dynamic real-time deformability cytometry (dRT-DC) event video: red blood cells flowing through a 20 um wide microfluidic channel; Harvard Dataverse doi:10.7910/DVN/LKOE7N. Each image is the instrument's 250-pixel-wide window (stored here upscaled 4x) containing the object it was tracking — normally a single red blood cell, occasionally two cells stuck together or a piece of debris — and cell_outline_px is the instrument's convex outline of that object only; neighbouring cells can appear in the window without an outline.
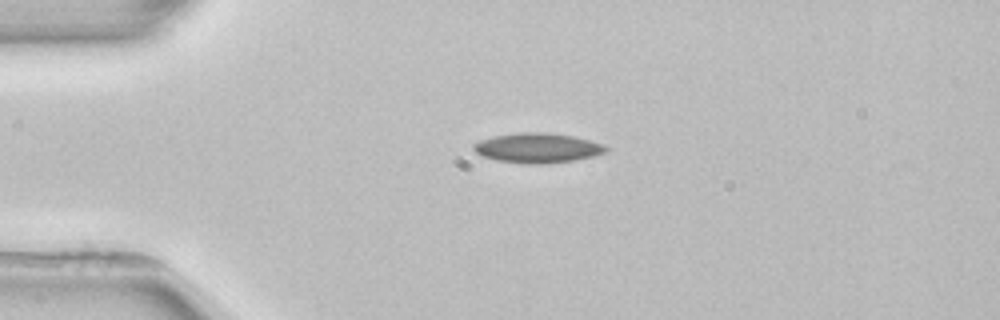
{"species": "common noctule bat (a hibernating species)", "species_latin": "Nyctalus noctula", "temperature_condition": "room temperature", "stored_images_in_passage": 6, "camera_frame_rate_fps": 3000, "um_per_image_px": 0.085, "animal": {"sex": "female", "body_mass_g": 22.7, "forearm_length_mm": 54.2}, "frame": {"image": 1, "passage_image": 3, "time_ms": 2.333, "image_size_px": [1000, 320], "cell_outline_px": [[608, 148], [604, 152], [592, 156], [572, 160], [540, 164], [528, 164], [496, 160], [480, 156], [472, 148], [472, 144], [480, 140], [492, 136], [516, 132], [548, 132], [572, 136], [604, 144]], "centroid_in_image_um": [45.61, 12.56], "position_along_channel_um": 39.4, "area_um2": 22.95}}